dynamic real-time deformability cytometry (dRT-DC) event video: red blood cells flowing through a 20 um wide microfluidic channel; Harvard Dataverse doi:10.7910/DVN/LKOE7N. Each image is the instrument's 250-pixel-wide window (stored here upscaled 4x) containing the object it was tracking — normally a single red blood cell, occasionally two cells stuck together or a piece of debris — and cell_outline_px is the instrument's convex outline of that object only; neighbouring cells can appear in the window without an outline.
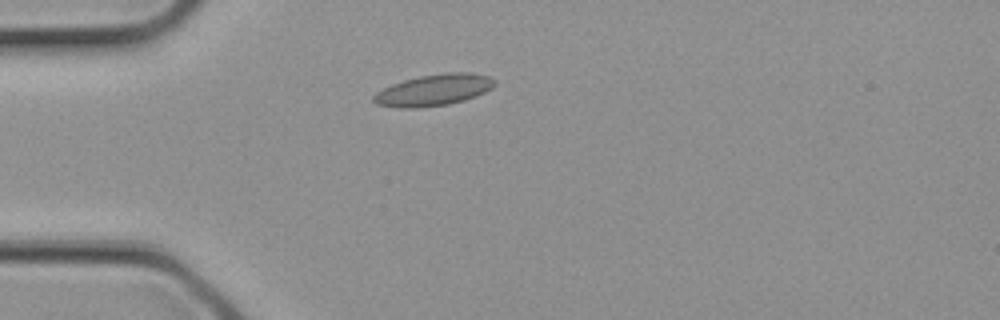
{"species": "common noctule bat (a hibernating species)", "species_latin": "Nyctalus noctula", "temperature_condition": "cold", "stored_images_in_passage": 4, "camera_frame_rate_fps": 3000, "um_per_image_px": 0.085, "animal": {"sex": "female", "body_mass_g": 21.9}, "frame": {"image": 1, "passage_image": 4, "time_ms": 1.0, "image_size_px": [1000, 320], "cell_outline_px": [[496, 84], [492, 88], [476, 96], [464, 100], [448, 104], [416, 108], [400, 108], [376, 104], [372, 100], [372, 96], [376, 92], [392, 84], [404, 80], [420, 76], [444, 72], [468, 72], [488, 76], [496, 80]], "centroid_in_image_um": [36.87, 7.65], "position_along_channel_um": 48.1, "area_um2": 22.2}}